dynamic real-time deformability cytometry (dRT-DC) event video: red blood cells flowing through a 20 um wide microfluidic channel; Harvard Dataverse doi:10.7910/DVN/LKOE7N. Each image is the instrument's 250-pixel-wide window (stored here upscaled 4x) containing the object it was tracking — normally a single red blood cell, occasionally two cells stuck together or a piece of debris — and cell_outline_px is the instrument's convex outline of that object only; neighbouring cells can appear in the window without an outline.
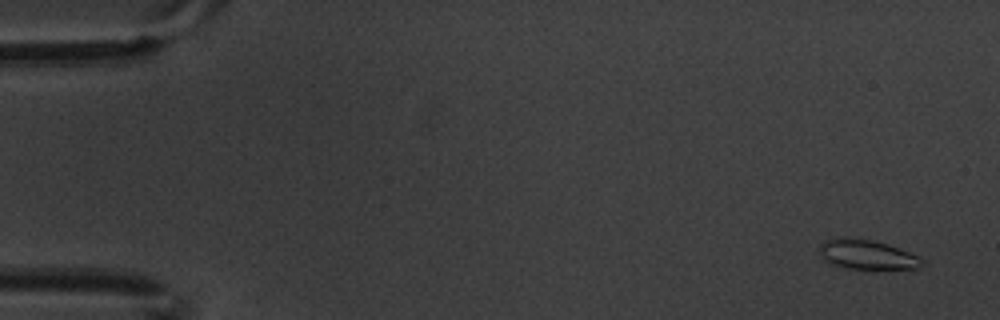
{"species": "common noctule bat (a hibernating species)", "species_latin": "Nyctalus noctula", "temperature_condition": "warm", "stored_images_in_passage": 6, "camera_frame_rate_fps": 3000, "um_per_image_px": 0.085, "animal": {"sex": "male", "body_mass_g": 20.1, "forearm_length_mm": 53.5}, "frame": {"image": 1, "passage_image": 2, "time_ms": 0.333, "image_size_px": [1000, 320], "cell_outline_px": [[924, 264], [916, 268], [848, 268], [828, 264], [824, 260], [820, 252], [820, 244], [828, 240], [840, 236], [844, 236], [872, 240], [888, 244], [908, 252], [924, 260]], "centroid_in_image_um": [73.64, 21.62], "position_along_channel_um": 11.4, "area_um2": 17.46}}
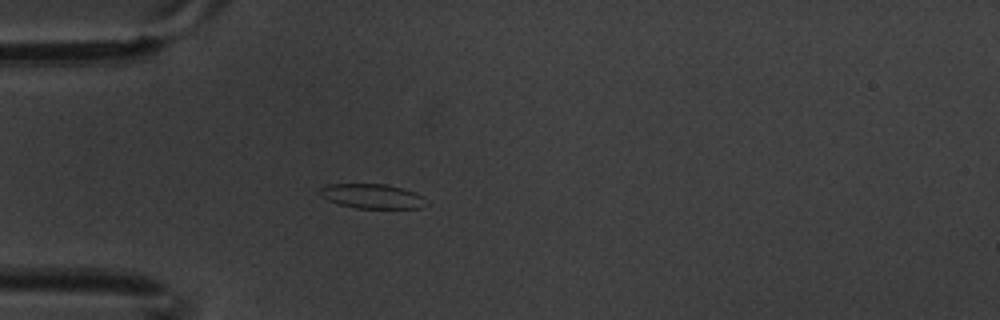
{"frame": {"image": 2, "passage_image": 6, "time_ms": 1.667, "image_size_px": [1000, 320], "cell_outline_px": [[428, 204], [420, 208], [356, 208], [340, 204], [328, 200], [320, 196], [316, 192], [320, 188], [328, 184], [388, 184], [416, 192], [424, 196]], "centroid_in_image_um": [31.64, 16.67], "position_along_channel_um": 53.4, "area_um2": 15.43}}